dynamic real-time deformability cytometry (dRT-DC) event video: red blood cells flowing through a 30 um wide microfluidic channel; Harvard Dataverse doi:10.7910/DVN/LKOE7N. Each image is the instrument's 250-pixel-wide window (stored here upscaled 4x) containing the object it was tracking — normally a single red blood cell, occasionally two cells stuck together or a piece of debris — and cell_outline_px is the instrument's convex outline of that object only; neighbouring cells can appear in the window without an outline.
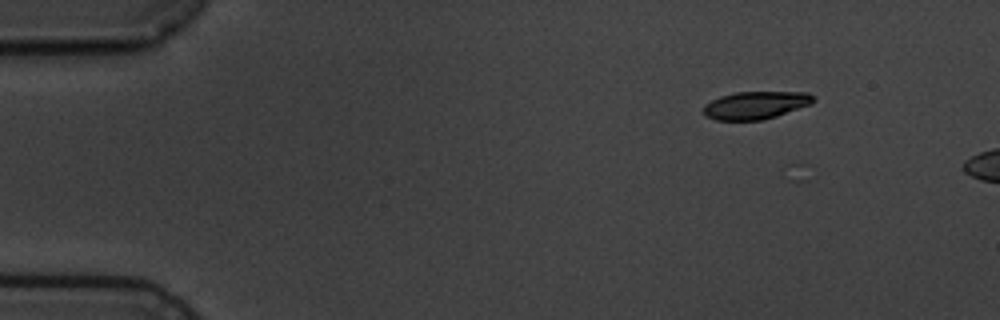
{"species": "common noctule bat (a hibernating species)", "species_latin": "Nyctalus noctula", "temperature_condition": "cold", "stored_images_in_passage": 3, "camera_frame_rate_fps": 3000, "um_per_image_px": 0.085, "animal": {"sex": "male", "body_mass_g": 19.5, "forearm_length_mm": 54.6}, "frame": {"image": 1, "passage_image": 1, "time_ms": 0.0, "image_size_px": [1000, 320], "cell_outline_px": [[816, 100], [812, 104], [776, 116], [760, 120], [716, 120], [704, 116], [704, 104], [720, 96], [736, 92], [808, 92], [816, 96]], "centroid_in_image_um": [64.26, 8.93], "position_along_channel_um": 20.7, "area_um2": 17.86}}